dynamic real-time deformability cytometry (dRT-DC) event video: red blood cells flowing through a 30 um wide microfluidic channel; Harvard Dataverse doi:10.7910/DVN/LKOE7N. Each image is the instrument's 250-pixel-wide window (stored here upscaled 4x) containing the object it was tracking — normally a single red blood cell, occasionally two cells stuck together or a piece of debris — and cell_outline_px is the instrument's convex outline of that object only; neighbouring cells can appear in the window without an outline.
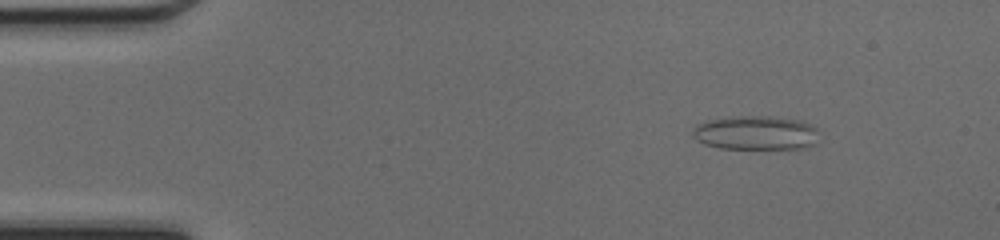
{"species": "common noctule bat (a hibernating species)", "species_latin": "Nyctalus noctula", "temperature_condition": "cold", "stored_images_in_passage": 48, "camera_frame_rate_fps": 3000, "um_per_image_px": 0.085, "animal": {"sex": "female", "body_mass_g": 17.0, "forearm_length_mm": 48.0}, "frame": {"image": 1, "passage_image": 6, "time_ms": 1.667, "image_size_px": [1000, 240], "cell_outline_px": [[816, 144], [808, 148], [720, 148], [704, 144], [696, 140], [692, 136], [692, 132], [696, 124], [708, 120], [736, 116], [772, 116], [804, 120], [816, 128]], "centroid_in_image_um": [64.24, 11.28], "position_along_channel_um": 20.8, "area_um2": 25.26}}
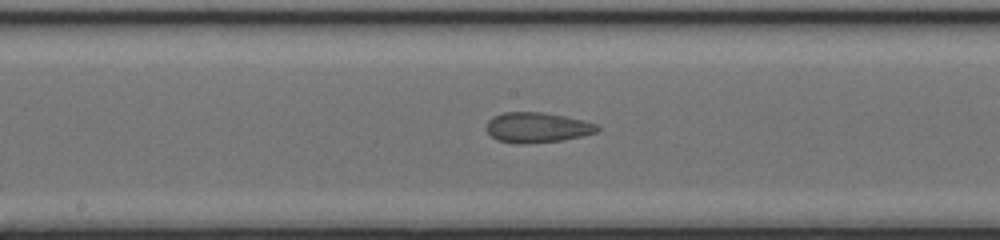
{"frame": {"image": 2, "passage_image": 25, "time_ms": 8.0, "image_size_px": [1000, 240], "cell_outline_px": [[600, 128], [596, 132], [580, 136], [560, 140], [524, 144], [520, 144], [496, 140], [488, 132], [488, 120], [492, 116], [504, 112], [544, 112], [584, 120], [596, 124]], "centroid_in_image_um": [45.64, 10.83], "position_along_channel_um": 202.6, "area_um2": 19.36}}
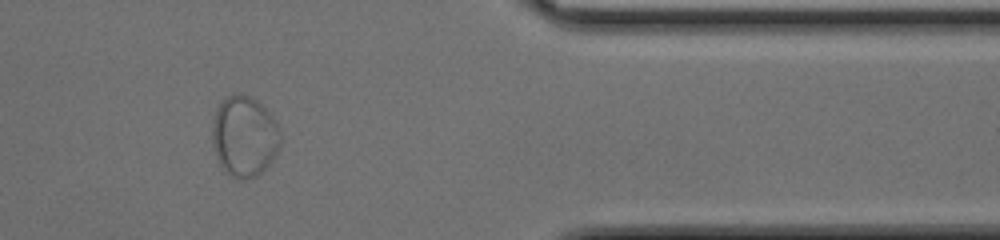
{"frame": {"image": 3, "passage_image": 40, "time_ms": 13.0, "image_size_px": [1000, 240], "cell_outline_px": [[280, 144], [276, 156], [256, 176], [248, 180], [236, 180], [224, 172], [216, 156], [212, 144], [212, 124], [216, 108], [220, 100], [224, 96], [236, 92], [240, 92], [256, 100], [276, 120], [280, 136]], "centroid_in_image_um": [20.73, 11.59], "position_along_channel_um": 390.7, "area_um2": 32.6}}